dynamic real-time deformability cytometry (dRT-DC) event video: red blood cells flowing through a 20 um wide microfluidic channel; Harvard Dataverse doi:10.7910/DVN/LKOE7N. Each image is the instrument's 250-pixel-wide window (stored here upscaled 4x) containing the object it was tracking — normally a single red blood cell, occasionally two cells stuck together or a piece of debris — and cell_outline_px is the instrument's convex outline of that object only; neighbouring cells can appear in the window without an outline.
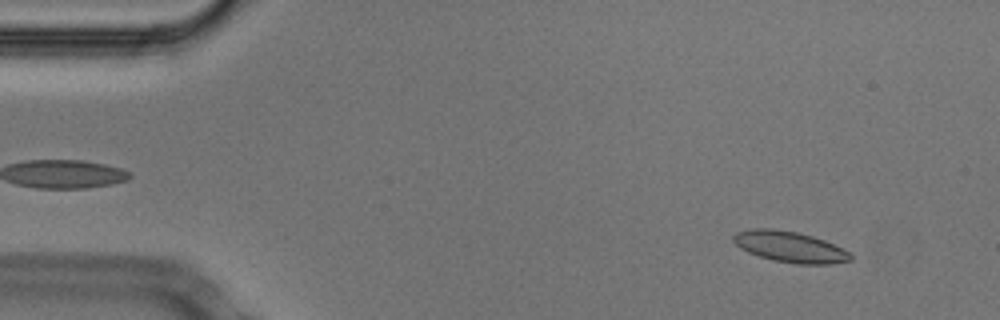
{"species": "Egyptian fruit bat (a non-hibernating species)", "species_latin": "Rousettus aegyptiacus", "temperature_condition": "cold", "stored_images_in_passage": 53, "segment_of_instrument_passage": [1, 2], "camera_frame_rate_fps": 3000, "um_per_image_px": 0.085, "animal": {"sex": "male"}, "frame": {"image": 1, "passage_image": 5, "time_ms": 1.333, "image_size_px": [1000, 320], "cell_outline_px": [[852, 260], [832, 264], [796, 264], [772, 260], [748, 252], [740, 248], [732, 240], [732, 236], [736, 232], [752, 228], [772, 228], [796, 232], [812, 236], [824, 240], [848, 252], [852, 256]], "centroid_in_image_um": [67.1, 20.98], "position_along_channel_um": 17.9, "area_um2": 21.04}}
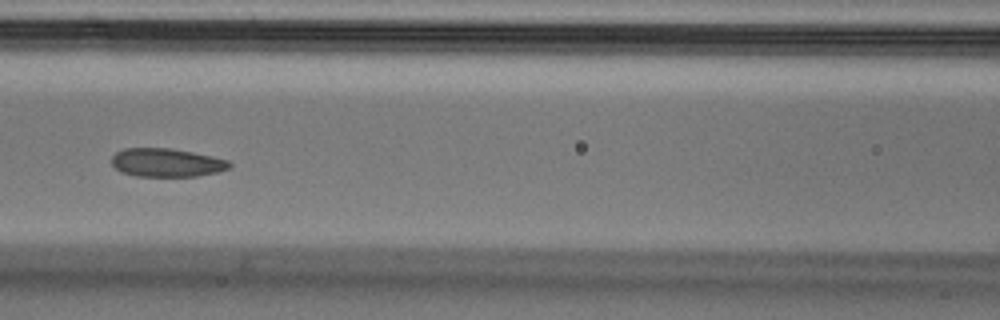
{"frame": {"image": 2, "passage_image": 23, "time_ms": 7.333, "image_size_px": [1000, 320], "cell_outline_px": [[232, 164], [228, 168], [216, 172], [196, 176], [136, 176], [120, 172], [112, 164], [112, 156], [116, 152], [124, 148], [172, 148], [212, 156], [228, 160]], "centroid_in_image_um": [14.14, 13.81], "position_along_channel_um": 152.5, "area_um2": 19.48}}
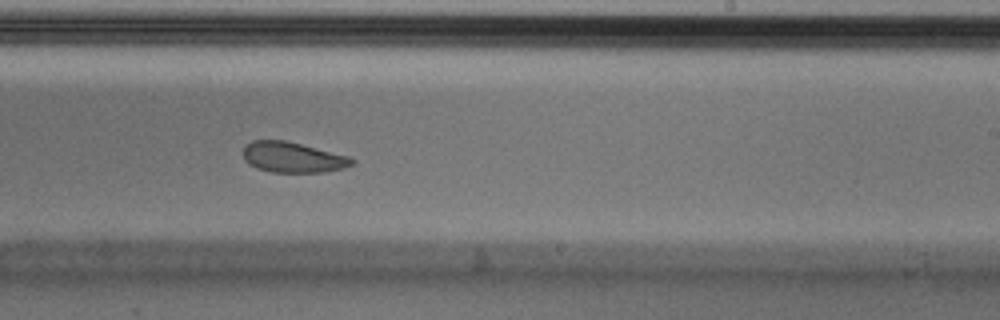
{"frame": {"image": 3, "passage_image": 32, "time_ms": 10.333, "image_size_px": [1000, 320], "cell_outline_px": [[356, 160], [352, 164], [344, 168], [324, 172], [272, 172], [256, 168], [248, 164], [244, 160], [244, 148], [252, 140], [284, 140], [348, 156]], "centroid_in_image_um": [24.87, 13.38], "position_along_channel_um": 264.1, "area_um2": 19.13}}